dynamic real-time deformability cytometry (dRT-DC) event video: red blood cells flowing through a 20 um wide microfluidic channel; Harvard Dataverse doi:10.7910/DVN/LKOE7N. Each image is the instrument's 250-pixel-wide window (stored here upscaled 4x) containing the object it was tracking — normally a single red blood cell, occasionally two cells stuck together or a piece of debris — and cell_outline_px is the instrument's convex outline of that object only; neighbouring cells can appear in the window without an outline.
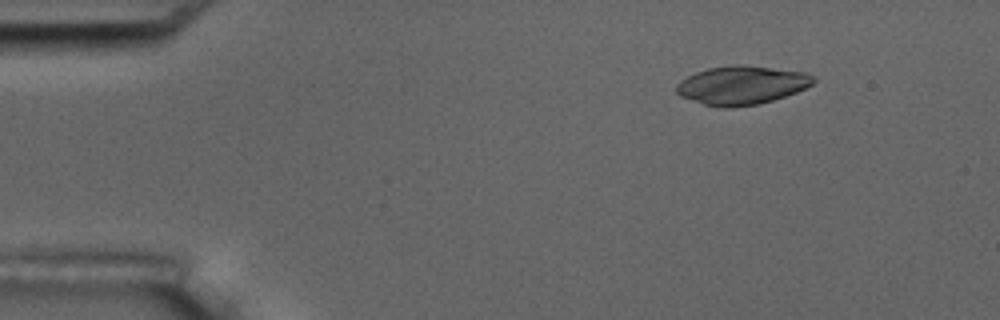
{"species": "common noctule bat (a hibernating species)", "species_latin": "Nyctalus noctula", "temperature_condition": "room temperature", "stored_images_in_passage": 14, "camera_frame_rate_fps": 3000, "um_per_image_px": 0.085, "animal": {"sex": "male", "body_mass_g": 17.5, "forearm_length_mm": 52.3}, "frame": {"image": 1, "passage_image": 1, "time_ms": 0.0, "image_size_px": [1000, 320], "cell_outline_px": [[816, 80], [812, 84], [796, 92], [760, 104], [732, 108], [716, 108], [680, 96], [676, 92], [676, 84], [680, 80], [696, 72], [708, 68], [732, 64], [740, 64], [804, 72], [812, 76]], "centroid_in_image_um": [63.0, 7.25], "position_along_channel_um": 22.0, "area_um2": 30.87}}